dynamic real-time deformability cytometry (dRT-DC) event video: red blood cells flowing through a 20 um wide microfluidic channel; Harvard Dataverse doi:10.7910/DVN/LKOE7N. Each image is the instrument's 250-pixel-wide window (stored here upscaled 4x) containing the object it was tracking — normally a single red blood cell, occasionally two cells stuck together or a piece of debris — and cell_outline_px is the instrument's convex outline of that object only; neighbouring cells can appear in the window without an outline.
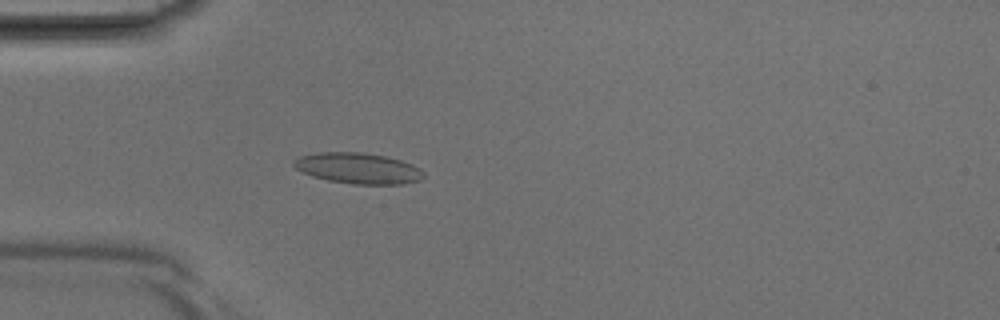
{"species": "Egyptian fruit bat (a non-hibernating species)", "species_latin": "Rousettus aegyptiacus", "temperature_condition": "room temperature", "stored_images_in_passage": 40, "camera_frame_rate_fps": 3000, "um_per_image_px": 0.085, "animal": {"sex": "male"}, "frame": {"image": 1, "passage_image": 11, "time_ms": 3.333, "image_size_px": [1000, 320], "cell_outline_px": [[424, 176], [420, 180], [400, 184], [352, 184], [328, 180], [312, 176], [296, 168], [292, 164], [292, 160], [300, 156], [316, 152], [360, 152], [384, 156], [400, 160], [412, 164], [420, 168], [424, 172]], "centroid_in_image_um": [30.42, 14.3], "position_along_channel_um": 54.6, "area_um2": 23.29}}
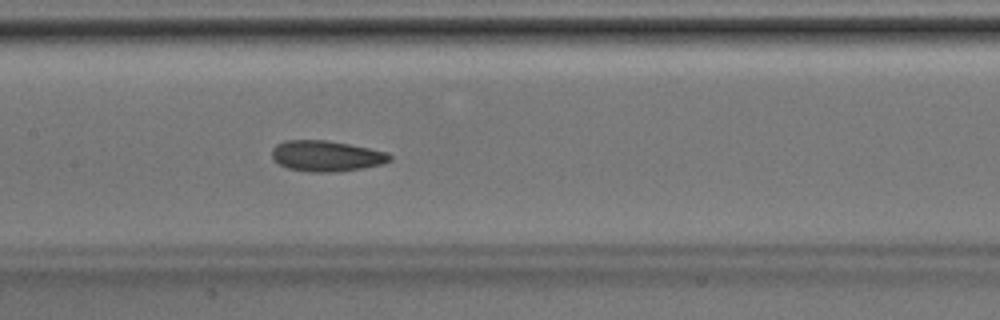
{"frame": {"image": 2, "passage_image": 19, "time_ms": 6.0, "image_size_px": [1000, 320], "cell_outline_px": [[392, 160], [384, 164], [364, 168], [336, 172], [308, 172], [288, 168], [272, 160], [272, 148], [276, 144], [284, 140], [328, 140], [388, 152], [392, 156]], "centroid_in_image_um": [27.74, 13.26], "position_along_channel_um": 179.7, "area_um2": 21.39}}
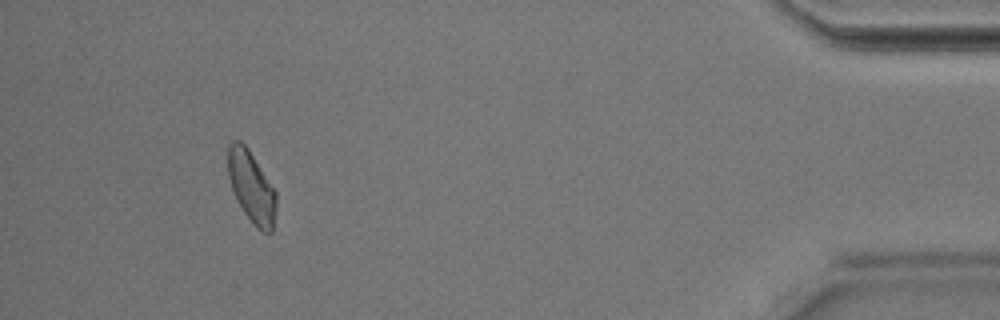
{"frame": {"image": 3, "passage_image": 37, "time_ms": 12.0, "image_size_px": [1000, 320], "cell_outline_px": [[276, 208], [272, 232], [264, 232], [256, 228], [244, 212], [232, 188], [228, 176], [228, 144], [232, 140], [240, 140], [248, 148], [276, 192]], "centroid_in_image_um": [21.37, 15.87], "position_along_channel_um": 413.8, "area_um2": 19.83}}